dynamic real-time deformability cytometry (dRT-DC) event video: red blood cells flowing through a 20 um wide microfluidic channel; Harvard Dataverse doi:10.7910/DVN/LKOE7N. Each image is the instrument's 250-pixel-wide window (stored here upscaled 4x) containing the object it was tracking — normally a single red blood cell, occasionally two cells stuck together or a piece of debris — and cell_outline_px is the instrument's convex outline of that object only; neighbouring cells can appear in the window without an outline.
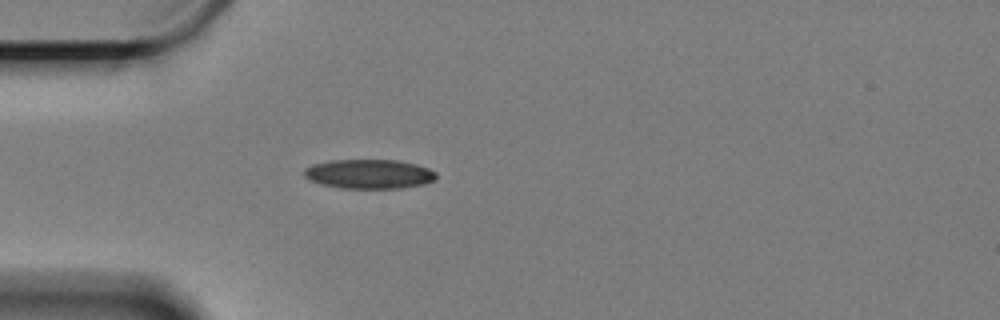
{"species": "Egyptian fruit bat (a non-hibernating species)", "species_latin": "Rousettus aegyptiacus", "temperature_condition": "cold", "stored_images_in_passage": 44, "camera_frame_rate_fps": 3000, "um_per_image_px": 0.085, "animal": {"sex": "female"}, "frame": {"image": 1, "passage_image": 1, "time_ms": 0.0, "image_size_px": [1000, 320], "cell_outline_px": [[436, 176], [432, 180], [424, 184], [400, 188], [340, 188], [320, 184], [308, 180], [304, 176], [304, 168], [312, 164], [328, 160], [396, 160], [416, 164], [428, 168], [436, 172]], "centroid_in_image_um": [31.32, 14.78], "position_along_channel_um": 53.7, "area_um2": 22.66}}
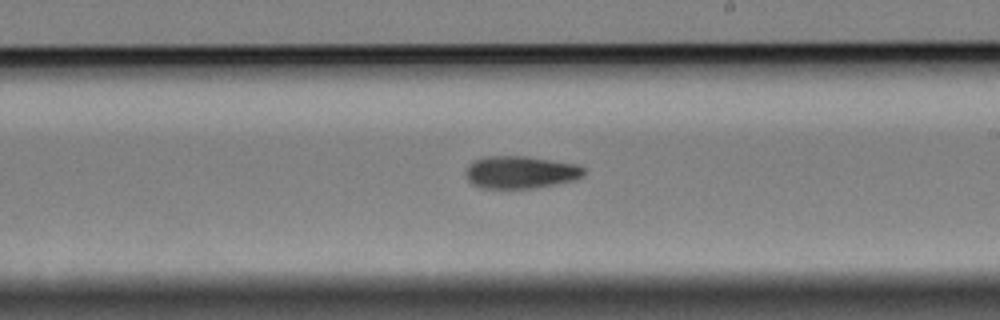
{"frame": {"image": 2, "passage_image": 19, "time_ms": 6.0, "image_size_px": [1000, 320], "cell_outline_px": [[584, 176], [576, 180], [532, 188], [480, 188], [472, 184], [468, 180], [464, 172], [468, 164], [472, 160], [484, 156], [524, 156], [552, 160], [576, 164], [584, 168]], "centroid_in_image_um": [44.2, 14.63], "position_along_channel_um": 244.8, "area_um2": 22.54}}
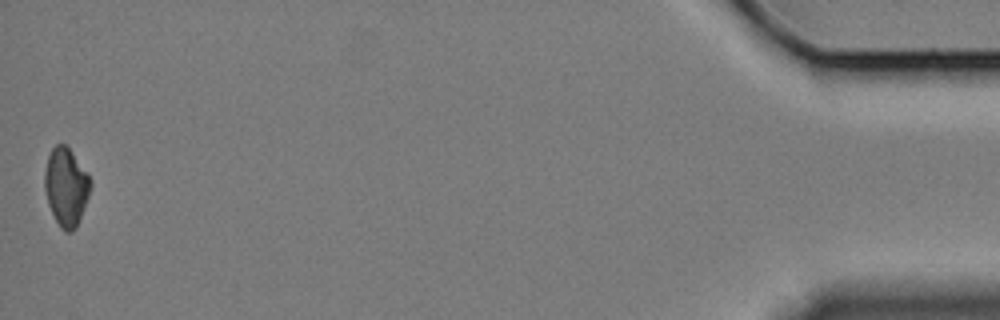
{"frame": {"image": 3, "passage_image": 44, "time_ms": 14.333, "image_size_px": [1000, 320], "cell_outline_px": [[92, 184], [88, 196], [76, 228], [72, 232], [64, 232], [60, 228], [48, 204], [44, 188], [44, 172], [48, 156], [52, 148], [56, 144], [64, 144], [68, 148], [92, 180]], "centroid_in_image_um": [5.6, 15.9], "position_along_channel_um": 429.6, "area_um2": 20.63}}